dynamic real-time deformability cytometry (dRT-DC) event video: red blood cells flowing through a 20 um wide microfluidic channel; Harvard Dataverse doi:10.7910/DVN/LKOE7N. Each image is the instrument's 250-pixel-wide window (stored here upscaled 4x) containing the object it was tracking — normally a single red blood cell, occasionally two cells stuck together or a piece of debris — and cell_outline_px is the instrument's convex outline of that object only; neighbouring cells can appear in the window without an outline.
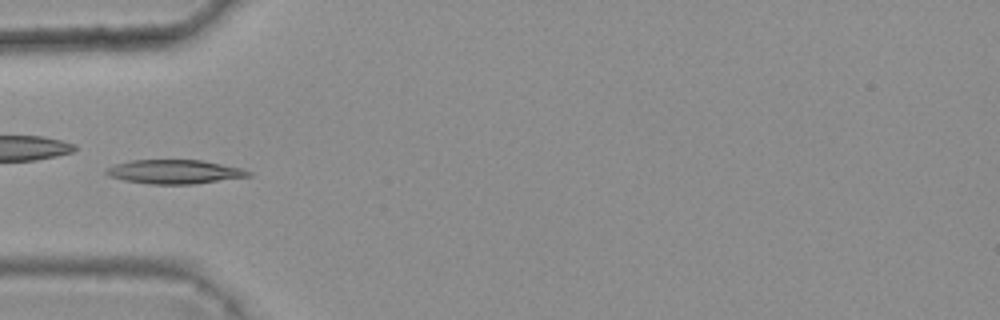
{"species": "common noctule bat (a hibernating species)", "species_latin": "Nyctalus noctula", "temperature_condition": "warm", "stored_images_in_passage": 4, "camera_frame_rate_fps": 3000, "um_per_image_px": 0.085, "animal": {"sex": "female", "body_mass_g": 25.1}, "frame": {"image": 1, "passage_image": 4, "time_ms": 1.0, "image_size_px": [1000, 320], "cell_outline_px": [[252, 176], [192, 184], [148, 184], [124, 180], [108, 176], [104, 172], [108, 168], [116, 164], [132, 160], [200, 160], [244, 168], [252, 172]], "centroid_in_image_um": [14.86, 14.6], "position_along_channel_um": 70.1, "area_um2": 19.88}}